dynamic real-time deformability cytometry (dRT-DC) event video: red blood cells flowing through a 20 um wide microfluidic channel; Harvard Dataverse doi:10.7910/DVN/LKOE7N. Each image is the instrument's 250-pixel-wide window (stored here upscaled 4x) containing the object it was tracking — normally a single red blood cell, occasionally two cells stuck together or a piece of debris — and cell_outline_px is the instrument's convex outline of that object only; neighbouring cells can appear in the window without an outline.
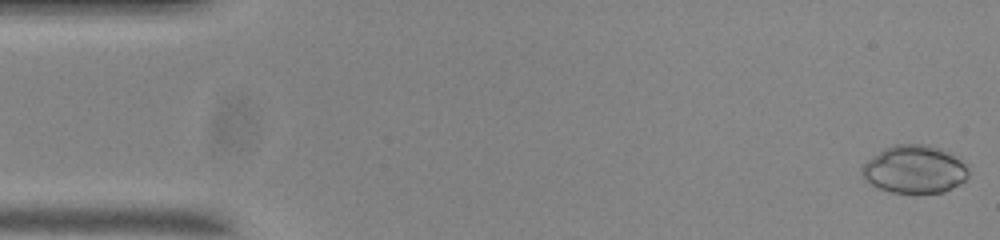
{"species": "common noctule bat (a hibernating species)", "species_latin": "Nyctalus noctula", "temperature_condition": "room temperature", "stored_images_in_passage": 54, "camera_frame_rate_fps": 3000, "um_per_image_px": 0.085, "animal": {"sex": "male", "body_mass_g": 20.0, "forearm_length_mm": 53.3}, "frame": {"image": 1, "passage_image": 1, "time_ms": 0.0, "image_size_px": [1000, 240], "cell_outline_px": [[968, 176], [964, 180], [944, 192], [892, 192], [880, 188], [864, 180], [860, 172], [860, 168], [872, 156], [884, 148], [892, 144], [924, 144], [940, 148], [960, 160], [968, 168]], "centroid_in_image_um": [77.68, 14.38], "position_along_channel_um": 7.3, "area_um2": 29.42}}
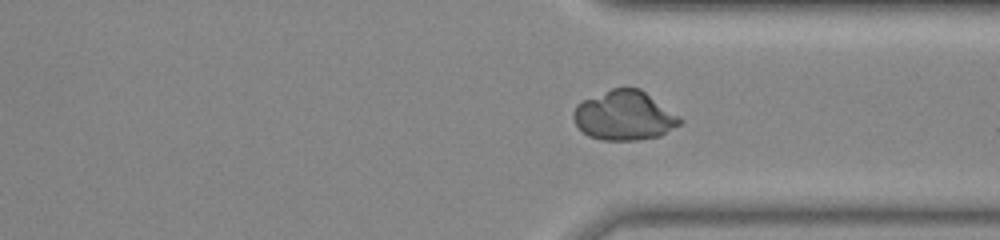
{"frame": {"image": 2, "passage_image": 40, "time_ms": 13.0, "image_size_px": [1000, 240], "cell_outline_px": [[684, 120], [680, 124], [660, 136], [636, 140], [600, 140], [588, 136], [576, 124], [572, 116], [572, 112], [576, 104], [584, 100], [612, 88], [640, 88], [680, 116]], "centroid_in_image_um": [53.07, 9.83], "position_along_channel_um": 358.3, "area_um2": 30.63}}
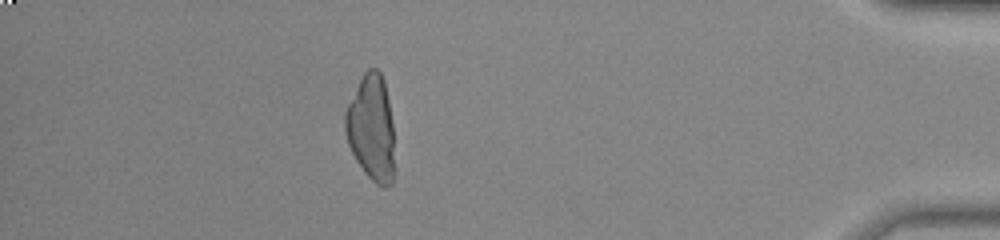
{"frame": {"image": 3, "passage_image": 48, "time_ms": 15.667, "image_size_px": [1000, 240], "cell_outline_px": [[392, 184], [384, 188], [376, 184], [364, 172], [356, 160], [348, 144], [344, 128], [344, 112], [364, 72], [368, 68], [376, 68], [380, 72], [384, 80], [388, 100], [392, 124]], "centroid_in_image_um": [31.53, 10.86], "position_along_channel_um": 403.7, "area_um2": 29.94}}